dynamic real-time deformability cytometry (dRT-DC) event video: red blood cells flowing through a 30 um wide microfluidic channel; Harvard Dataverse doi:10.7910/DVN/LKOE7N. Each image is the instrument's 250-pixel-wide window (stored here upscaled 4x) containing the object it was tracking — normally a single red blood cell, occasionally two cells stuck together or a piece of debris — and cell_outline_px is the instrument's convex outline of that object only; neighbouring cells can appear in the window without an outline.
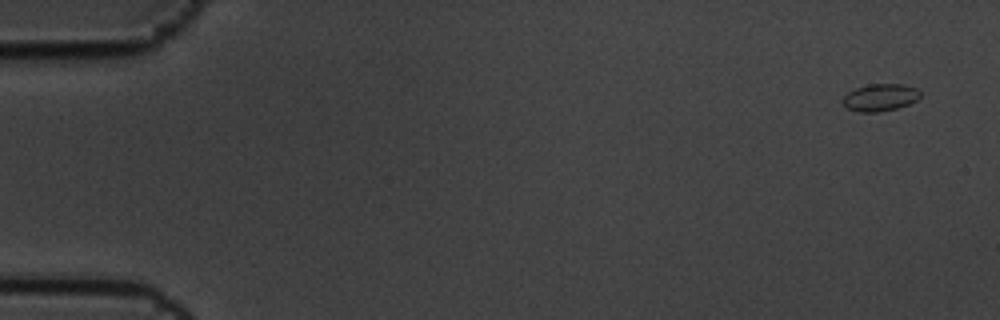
{"species": "common noctule bat (a hibernating species)", "species_latin": "Nyctalus noctula", "temperature_condition": "cold", "stored_images_in_passage": 9, "camera_frame_rate_fps": 3000, "um_per_image_px": 0.085, "animal": {"sex": "male", "body_mass_g": 19.5, "forearm_length_mm": 54.6}, "frame": {"image": 1, "passage_image": 1, "time_ms": 0.0, "image_size_px": [1000, 320], "cell_outline_px": [[920, 96], [916, 100], [908, 104], [896, 108], [880, 112], [860, 112], [848, 108], [840, 100], [848, 92], [856, 88], [868, 84], [904, 84], [916, 88], [920, 92]], "centroid_in_image_um": [74.8, 8.28], "position_along_channel_um": 10.2, "area_um2": 12.25}}
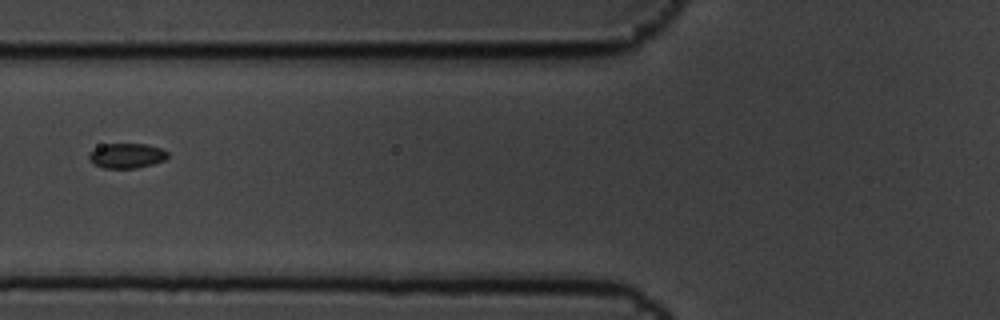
{"frame": {"image": 2, "passage_image": 7, "time_ms": 2.0, "image_size_px": [1000, 320], "cell_outline_px": [[168, 156], [164, 160], [152, 164], [136, 168], [104, 168], [88, 160], [88, 152], [104, 144], [148, 144], [160, 148], [168, 152]], "centroid_in_image_um": [10.76, 13.23], "position_along_channel_um": 115.0, "area_um2": 11.39}}
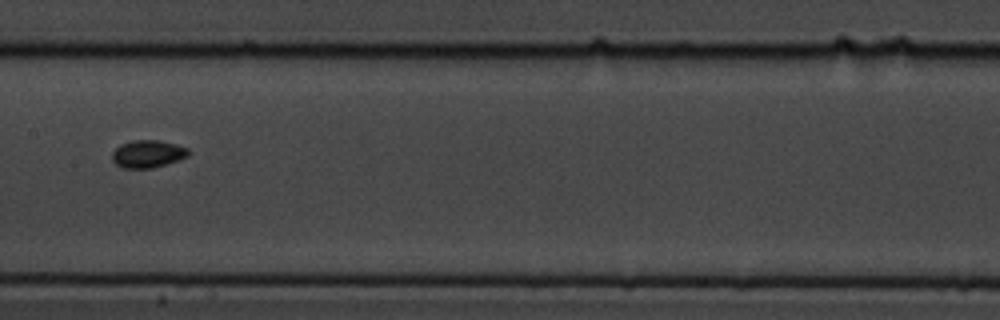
{"frame": {"image": 3, "passage_image": 9, "time_ms": 2.667, "image_size_px": [1000, 320], "cell_outline_px": [[188, 156], [180, 160], [152, 168], [124, 168], [116, 164], [112, 160], [112, 152], [120, 144], [132, 140], [156, 140], [176, 144], [188, 148]], "centroid_in_image_um": [12.55, 13.08], "position_along_channel_um": 194.8, "area_um2": 12.25}}